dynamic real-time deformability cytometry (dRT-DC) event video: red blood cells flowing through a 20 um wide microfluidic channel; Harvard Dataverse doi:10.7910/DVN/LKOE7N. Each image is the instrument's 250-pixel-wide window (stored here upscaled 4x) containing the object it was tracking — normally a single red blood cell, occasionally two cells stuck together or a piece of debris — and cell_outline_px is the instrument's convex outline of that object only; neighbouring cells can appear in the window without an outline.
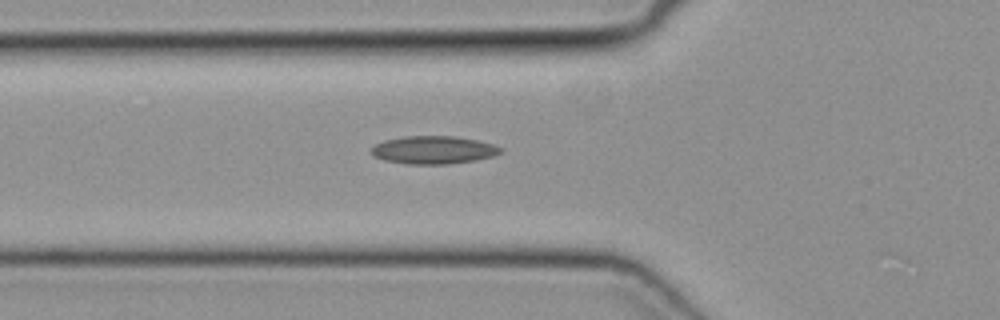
{"species": "common noctule bat (a hibernating species)", "species_latin": "Nyctalus noctula", "temperature_condition": "cold", "stored_images_in_passage": 38, "camera_frame_rate_fps": 3000, "um_per_image_px": 0.085, "animal": {"sex": "female", "body_mass_g": 19.3, "forearm_length_mm": 54.1}, "frame": {"image": 1, "passage_image": 11, "time_ms": 3.333, "image_size_px": [1000, 320], "cell_outline_px": [[504, 152], [492, 156], [476, 160], [448, 164], [408, 164], [384, 160], [372, 156], [372, 148], [376, 144], [384, 140], [404, 136], [456, 136], [476, 140], [492, 144], [504, 148]], "centroid_in_image_um": [36.87, 12.74], "position_along_channel_um": 88.9, "area_um2": 21.1}}
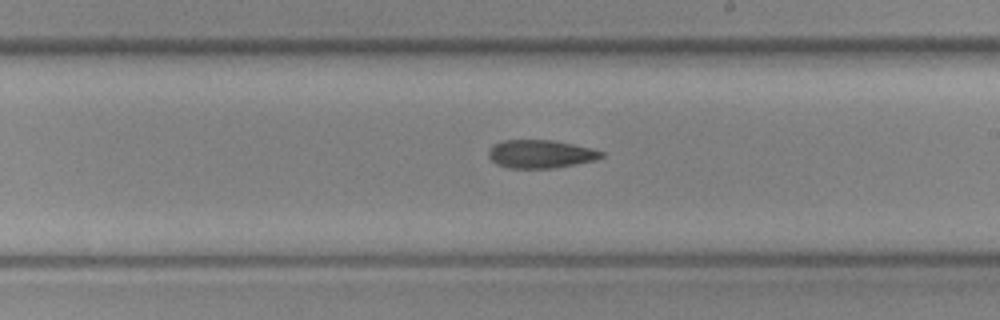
{"frame": {"image": 2, "passage_image": 22, "time_ms": 7.0, "image_size_px": [1000, 320], "cell_outline_px": [[604, 156], [596, 160], [576, 164], [552, 168], [508, 168], [496, 164], [488, 156], [488, 148], [492, 144], [504, 140], [552, 140], [572, 144], [604, 152]], "centroid_in_image_um": [45.9, 13.09], "position_along_channel_um": 243.1, "area_um2": 18.55}}
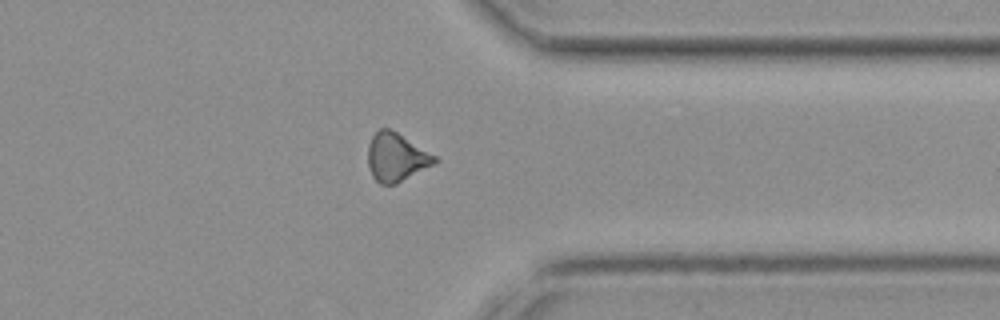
{"frame": {"image": 3, "passage_image": 32, "time_ms": 10.333, "image_size_px": [1000, 320], "cell_outline_px": [[440, 160], [436, 164], [396, 184], [380, 184], [372, 176], [368, 168], [368, 144], [372, 136], [380, 128], [388, 128], [396, 132], [436, 156]], "centroid_in_image_um": [33.69, 13.38], "position_along_channel_um": 377.7, "area_um2": 18.84}}